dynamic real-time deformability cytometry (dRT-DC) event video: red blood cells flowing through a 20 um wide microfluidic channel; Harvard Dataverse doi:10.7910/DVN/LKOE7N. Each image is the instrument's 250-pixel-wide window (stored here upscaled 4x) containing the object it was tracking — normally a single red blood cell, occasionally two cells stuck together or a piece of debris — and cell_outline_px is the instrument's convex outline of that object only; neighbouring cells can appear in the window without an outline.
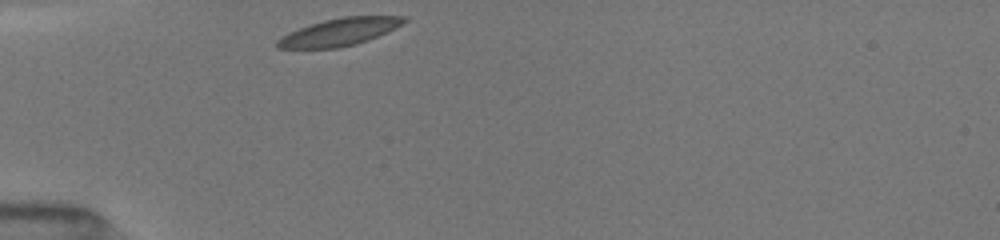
{"species": "common noctule bat (a hibernating species)", "species_latin": "Nyctalus noctula", "temperature_condition": "room temperature", "stored_images_in_passage": 3, "camera_frame_rate_fps": 3000, "um_per_image_px": 0.085, "animal": {"sex": "female", "body_mass_g": 19.5, "forearm_length_mm": 54.1}, "frame": {"image": 1, "passage_image": 1, "time_ms": 0.0, "image_size_px": [1000, 240], "cell_outline_px": [[408, 20], [368, 40], [356, 44], [336, 48], [276, 48], [276, 40], [280, 36], [308, 24], [324, 20], [344, 16], [408, 16]], "centroid_in_image_um": [28.79, 2.71], "position_along_channel_um": 56.2, "area_um2": 20.06}}
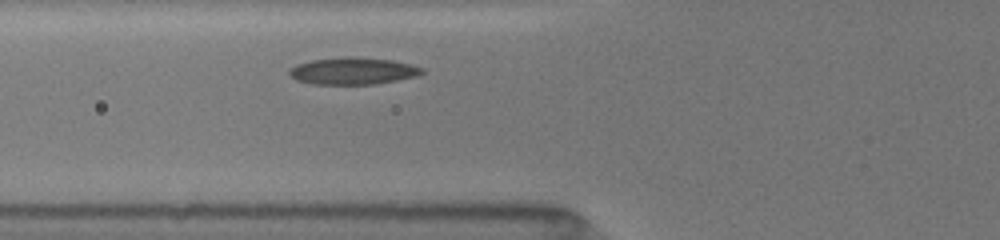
{"frame": {"image": 2, "passage_image": 3, "time_ms": 1.333, "image_size_px": [1000, 240], "cell_outline_px": [[424, 72], [416, 76], [376, 84], [312, 84], [296, 80], [288, 72], [296, 64], [312, 60], [348, 56], [352, 56], [392, 60], [424, 68]], "centroid_in_image_um": [29.99, 6.03], "position_along_channel_um": 95.8, "area_um2": 20.75}}